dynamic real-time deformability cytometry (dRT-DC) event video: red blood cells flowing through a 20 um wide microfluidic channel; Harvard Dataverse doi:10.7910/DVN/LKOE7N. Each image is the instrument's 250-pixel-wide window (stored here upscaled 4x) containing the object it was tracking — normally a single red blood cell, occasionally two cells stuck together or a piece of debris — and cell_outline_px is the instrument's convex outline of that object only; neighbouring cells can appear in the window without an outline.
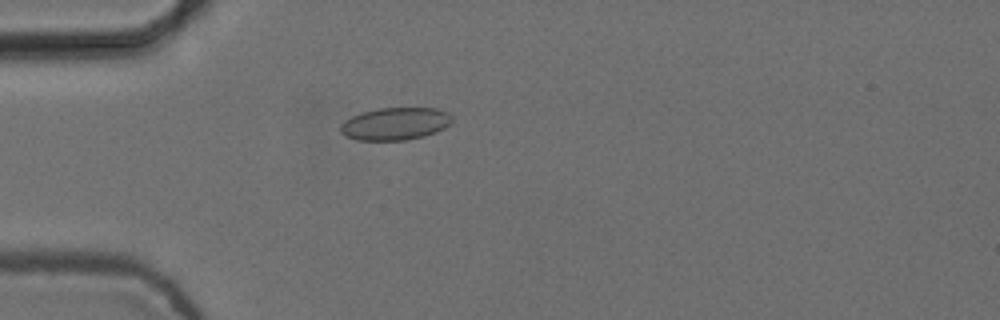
{"species": "common noctule bat (a hibernating species)", "species_latin": "Nyctalus noctula", "temperature_condition": "cold", "stored_images_in_passage": 5, "camera_frame_rate_fps": 3000, "um_per_image_px": 0.085, "animal": {"sex": "female", "body_mass_g": 24.6, "forearm_length_mm": 56.2}, "frame": {"image": 1, "passage_image": 4, "time_ms": 1.0, "image_size_px": [1000, 320], "cell_outline_px": [[452, 124], [436, 132], [424, 136], [404, 140], [356, 140], [344, 136], [340, 132], [340, 124], [344, 120], [360, 112], [376, 108], [436, 108], [448, 112], [452, 116]], "centroid_in_image_um": [33.58, 10.51], "position_along_channel_um": 51.4, "area_um2": 21.44}}